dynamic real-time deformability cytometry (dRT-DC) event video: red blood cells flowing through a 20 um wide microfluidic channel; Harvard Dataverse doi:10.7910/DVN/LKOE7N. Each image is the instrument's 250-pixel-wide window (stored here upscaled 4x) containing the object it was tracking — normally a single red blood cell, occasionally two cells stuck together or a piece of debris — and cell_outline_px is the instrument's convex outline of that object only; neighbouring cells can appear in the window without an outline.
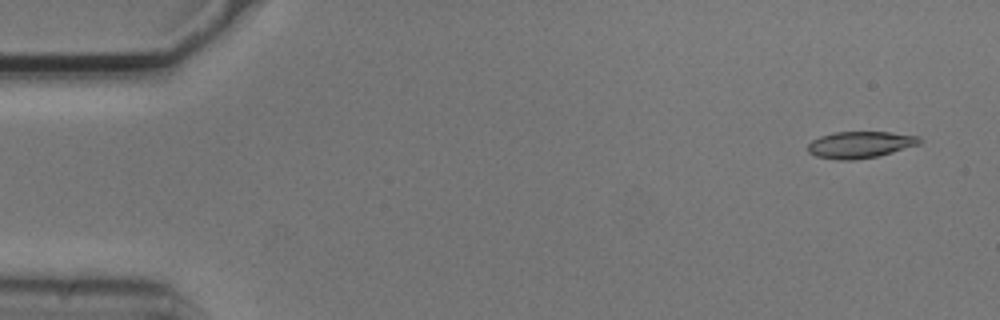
{"species": "common noctule bat (a hibernating species)", "species_latin": "Nyctalus noctula", "temperature_condition": "cold", "stored_images_in_passage": 4, "camera_frame_rate_fps": 3000, "um_per_image_px": 0.085, "animal": {"sex": "male", "body_mass_g": 20.5, "forearm_length_mm": 52.5}, "frame": {"image": 1, "passage_image": 1, "time_ms": 0.0, "image_size_px": [1000, 320], "cell_outline_px": [[924, 140], [920, 144], [892, 152], [876, 156], [852, 160], [836, 160], [816, 156], [808, 152], [808, 144], [812, 140], [820, 136], [836, 132], [892, 132], [920, 136]], "centroid_in_image_um": [73.14, 12.29], "position_along_channel_um": 11.9, "area_um2": 17.4}}
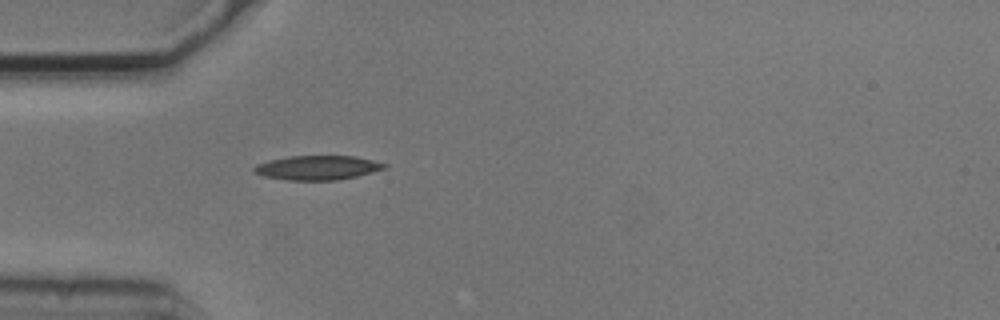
{"frame": {"image": 2, "passage_image": 4, "time_ms": 1.0, "image_size_px": [1000, 320], "cell_outline_px": [[388, 168], [356, 176], [336, 180], [288, 180], [264, 176], [252, 172], [252, 168], [256, 164], [268, 160], [288, 156], [356, 156], [388, 164]], "centroid_in_image_um": [26.97, 14.25], "position_along_channel_um": 58.0, "area_um2": 18.55}}